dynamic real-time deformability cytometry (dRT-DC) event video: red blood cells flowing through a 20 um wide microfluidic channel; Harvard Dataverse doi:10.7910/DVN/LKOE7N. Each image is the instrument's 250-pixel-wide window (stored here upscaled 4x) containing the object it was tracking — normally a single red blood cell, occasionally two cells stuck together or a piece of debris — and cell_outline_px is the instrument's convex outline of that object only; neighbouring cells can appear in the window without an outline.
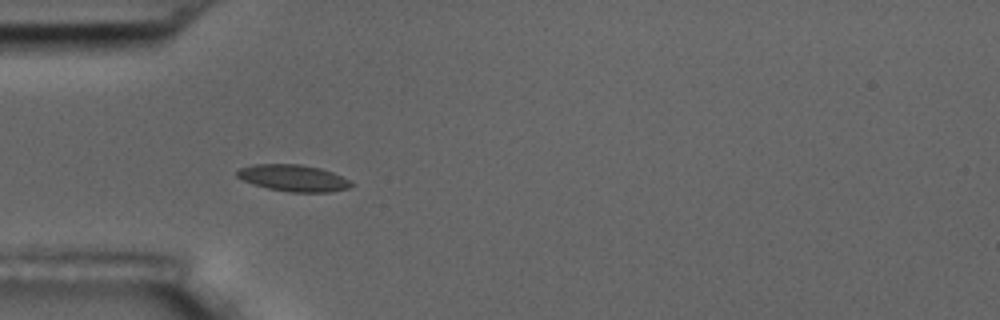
{"species": "common noctule bat (a hibernating species)", "species_latin": "Nyctalus noctula", "temperature_condition": "room temperature", "stored_images_in_passage": 6, "camera_frame_rate_fps": 3000, "um_per_image_px": 0.085, "animal": {"sex": "male", "body_mass_g": 17.5, "forearm_length_mm": 52.3}, "frame": {"image": 1, "passage_image": 4, "time_ms": 3.667, "image_size_px": [1000, 320], "cell_outline_px": [[356, 184], [348, 188], [332, 192], [288, 192], [268, 188], [252, 184], [236, 176], [236, 172], [240, 168], [252, 164], [300, 164], [320, 168], [332, 172]], "centroid_in_image_um": [24.93, 15.13], "position_along_channel_um": 60.1, "area_um2": 17.74}}